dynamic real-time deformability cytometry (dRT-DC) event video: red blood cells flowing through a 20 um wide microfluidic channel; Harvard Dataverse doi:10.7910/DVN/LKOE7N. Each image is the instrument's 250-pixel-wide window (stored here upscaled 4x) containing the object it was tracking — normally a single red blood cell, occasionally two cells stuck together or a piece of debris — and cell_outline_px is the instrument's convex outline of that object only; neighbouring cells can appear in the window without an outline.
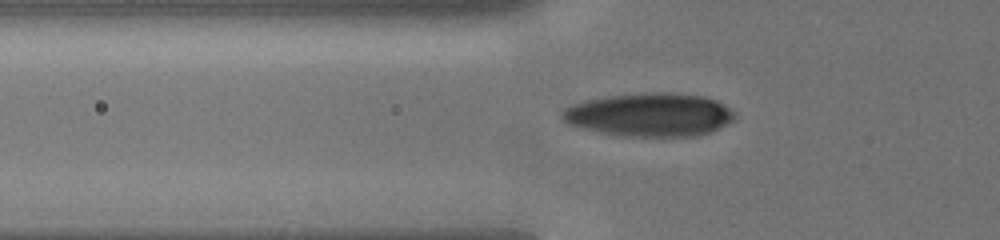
{"species": "human", "species_latin": "Homo sapiens", "temperature_condition": "cold", "stored_images_in_passage": 22, "camera_frame_rate_fps": 3000, "um_per_image_px": 0.085, "donor": {"sex": "male"}, "frame": {"image": 1, "passage_image": 2, "time_ms": 0.333, "image_size_px": [1000, 240], "cell_outline_px": [[736, 120], [712, 132], [696, 136], [616, 136], [580, 128], [568, 124], [560, 116], [560, 112], [564, 108], [572, 104], [584, 100], [608, 96], [648, 92], [668, 92], [704, 96], [716, 100], [736, 112]], "centroid_in_image_um": [55.23, 9.76], "position_along_channel_um": 70.6, "area_um2": 44.27}}
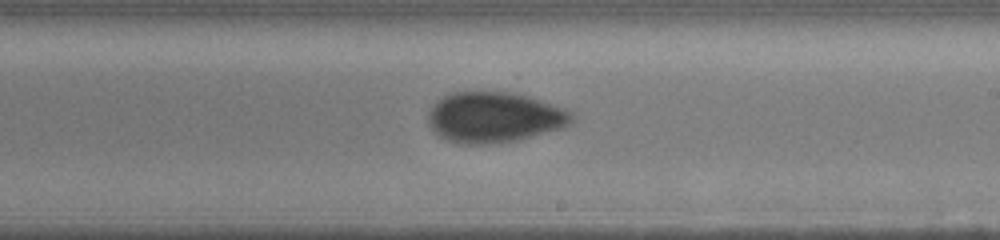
{"frame": {"image": 2, "passage_image": 11, "time_ms": 5.0, "image_size_px": [1000, 240], "cell_outline_px": [[576, 120], [564, 128], [516, 140], [488, 144], [464, 144], [448, 140], [440, 136], [428, 124], [428, 112], [432, 104], [436, 100], [452, 92], [512, 92], [528, 96], [564, 108], [572, 112]], "centroid_in_image_um": [42.03, 9.96], "position_along_channel_um": 247.0, "area_um2": 42.43}}
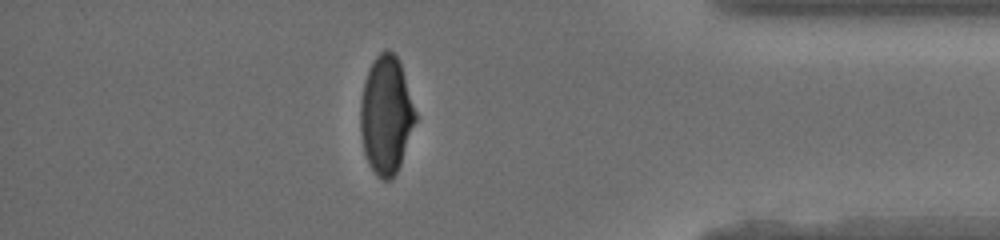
{"frame": {"image": 3, "passage_image": 19, "time_ms": 9.667, "image_size_px": [1000, 240], "cell_outline_px": [[416, 120], [400, 164], [396, 172], [388, 180], [384, 180], [376, 176], [368, 164], [364, 152], [360, 132], [360, 100], [364, 80], [368, 68], [376, 56], [384, 48], [388, 48], [396, 56], [400, 64], [416, 112]], "centroid_in_image_um": [32.79, 9.76], "position_along_channel_um": 402.4, "area_um2": 37.8}, "authors_computed_cell_mechanics": {"area_um2": 42.4541, "velocity_mm_per_s": 3.8601, "shape_relaxation_time_tau1_ms": 3.8899, "shape_relaxation_time_tau2_ms": 1.5523, "deformation_change_tau1": 0.1385, "deformation_change_tau2": 0.053}}